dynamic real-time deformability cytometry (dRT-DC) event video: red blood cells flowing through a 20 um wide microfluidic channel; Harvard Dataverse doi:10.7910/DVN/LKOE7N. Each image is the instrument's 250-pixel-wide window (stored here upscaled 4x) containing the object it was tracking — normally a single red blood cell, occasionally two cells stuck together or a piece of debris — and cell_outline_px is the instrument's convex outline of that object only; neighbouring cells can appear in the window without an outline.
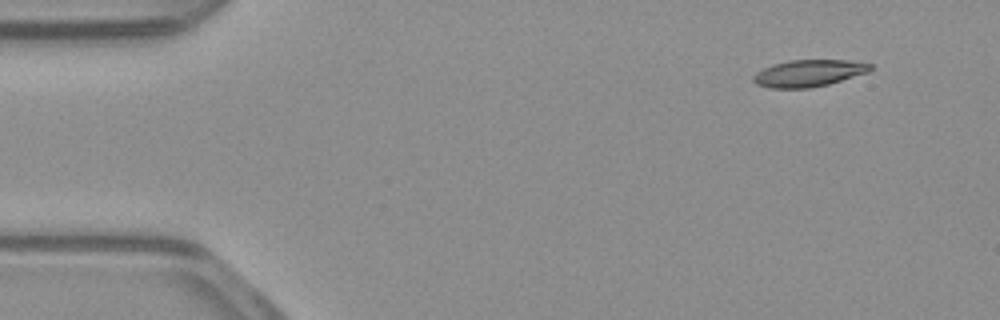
{"species": "common noctule bat (a hibernating species)", "species_latin": "Nyctalus noctula", "temperature_condition": "warm", "stored_images_in_passage": 49, "camera_frame_rate_fps": 3000, "um_per_image_px": 0.085, "animal": {"sex": "male", "body_mass_g": 23.1, "forearm_length_mm": 52.7}, "frame": {"image": 1, "passage_image": 1, "time_ms": 0.0, "image_size_px": [1000, 320], "cell_outline_px": [[872, 68], [868, 72], [828, 84], [808, 88], [768, 88], [756, 84], [752, 80], [752, 76], [756, 72], [772, 64], [788, 60], [848, 60], [872, 64]], "centroid_in_image_um": [68.69, 6.22], "position_along_channel_um": 16.3, "area_um2": 18.32}}
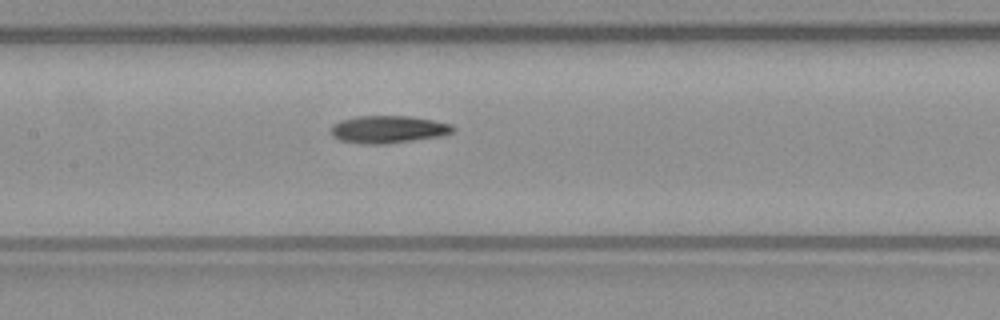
{"frame": {"image": 2, "passage_image": 21, "time_ms": 6.667, "image_size_px": [1000, 320], "cell_outline_px": [[456, 128], [452, 132], [440, 136], [388, 144], [360, 144], [340, 140], [332, 136], [332, 124], [340, 120], [356, 116], [412, 116], [452, 124]], "centroid_in_image_um": [32.99, 11.0], "position_along_channel_um": 174.4, "area_um2": 19.65}}
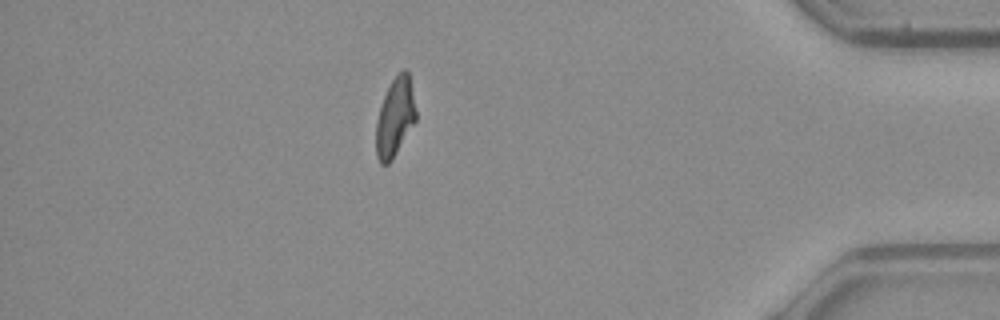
{"frame": {"image": 3, "passage_image": 42, "time_ms": 13.667, "image_size_px": [1000, 320], "cell_outline_px": [[416, 120], [392, 160], [388, 164], [380, 164], [376, 156], [376, 124], [380, 104], [392, 80], [404, 68], [408, 72], [416, 112]], "centroid_in_image_um": [33.56, 10.01], "position_along_channel_um": 401.6, "area_um2": 18.03}, "authors_computed_cell_mechanics": {"area_um2": 19.074, "velocity_mm_per_s": 3.9222, "shape_relaxation_time_tau1_ms": 6.9881, "shape_relaxation_time_tau2_ms": 4.8307, "deformation_change_tau1": 0.2099, "deformation_change_tau2": 0.1326}}